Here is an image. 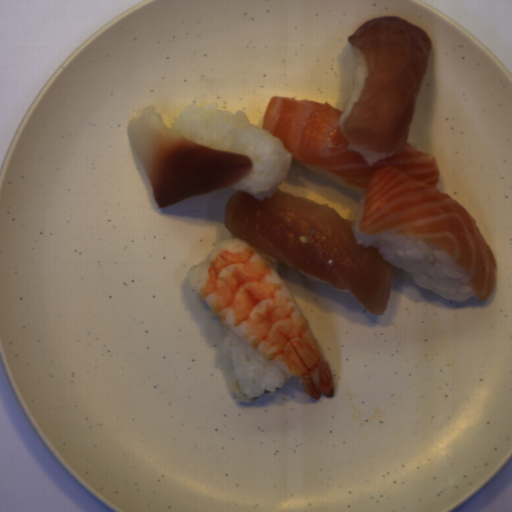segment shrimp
Returning a JSON list of instances; mask_svg holds the SVG:
<instances>
[{"mask_svg": "<svg viewBox=\"0 0 512 512\" xmlns=\"http://www.w3.org/2000/svg\"><path fill=\"white\" fill-rule=\"evenodd\" d=\"M224 326L291 376L315 400L335 397L331 367L295 298L271 263L240 238L216 240L187 273Z\"/></svg>", "mask_w": 512, "mask_h": 512, "instance_id": "a79e029a", "label": "shrimp"}]
</instances>
